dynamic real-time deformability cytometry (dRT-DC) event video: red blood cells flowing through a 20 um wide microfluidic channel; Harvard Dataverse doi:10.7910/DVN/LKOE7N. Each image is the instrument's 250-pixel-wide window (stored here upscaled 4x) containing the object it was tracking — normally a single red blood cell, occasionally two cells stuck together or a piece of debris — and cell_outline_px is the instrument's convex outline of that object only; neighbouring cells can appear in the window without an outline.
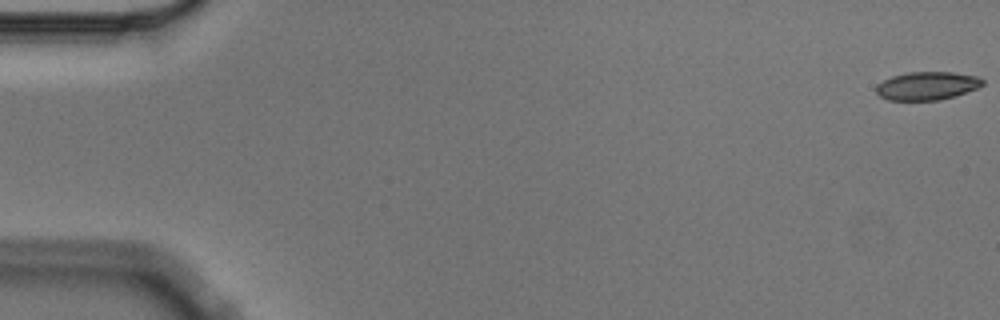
{"species": "Egyptian fruit bat (a non-hibernating species)", "species_latin": "Rousettus aegyptiacus", "temperature_condition": "cold", "stored_images_in_passage": 6, "camera_frame_rate_fps": 3000, "um_per_image_px": 0.085, "animal": {"sex": "male"}, "frame": {"image": 1, "passage_image": 1, "time_ms": 0.0, "image_size_px": [1000, 320], "cell_outline_px": [[984, 84], [976, 88], [956, 96], [940, 100], [888, 100], [880, 96], [876, 92], [876, 84], [892, 76], [908, 72], [952, 72], [980, 76], [984, 80]], "centroid_in_image_um": [78.82, 7.29], "position_along_channel_um": 6.2, "area_um2": 17.63}}
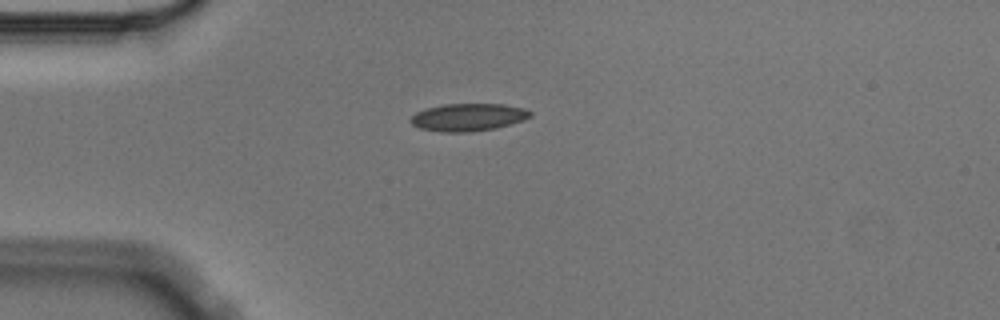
{"frame": {"image": 2, "passage_image": 5, "time_ms": 1.333, "image_size_px": [1000, 320], "cell_outline_px": [[532, 116], [524, 120], [496, 128], [472, 132], [440, 132], [420, 128], [412, 124], [408, 120], [416, 112], [424, 108], [444, 104], [504, 104], [524, 108], [532, 112]], "centroid_in_image_um": [39.79, 9.96], "position_along_channel_um": 45.2, "area_um2": 19.42}}